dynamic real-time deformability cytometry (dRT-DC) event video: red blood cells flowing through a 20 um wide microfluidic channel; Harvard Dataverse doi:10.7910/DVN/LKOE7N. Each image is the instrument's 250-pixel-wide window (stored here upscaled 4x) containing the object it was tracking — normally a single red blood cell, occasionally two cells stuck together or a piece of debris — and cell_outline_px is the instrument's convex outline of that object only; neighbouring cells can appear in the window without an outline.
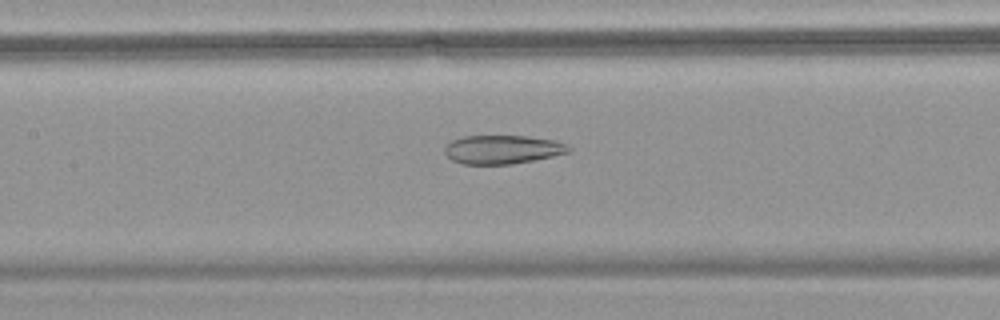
{"species": "common noctule bat (a hibernating species)", "species_latin": "Nyctalus noctula", "temperature_condition": "warm", "stored_images_in_passage": 39, "camera_frame_rate_fps": 3000, "um_per_image_px": 0.085, "animal": {"sex": "female", "body_mass_g": 18.4}, "frame": {"image": 1, "passage_image": 20, "time_ms": 6.333, "image_size_px": [1000, 320], "cell_outline_px": [[572, 148], [568, 152], [552, 156], [512, 164], [464, 164], [452, 160], [444, 152], [444, 148], [452, 140], [464, 136], [528, 136], [556, 140], [568, 144]], "centroid_in_image_um": [42.73, 12.7], "position_along_channel_um": 164.7, "area_um2": 20.69}}
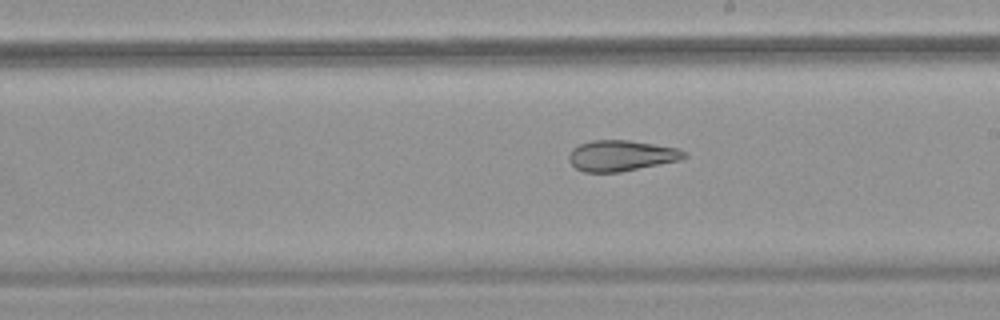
{"frame": {"image": 2, "passage_image": 26, "time_ms": 8.333, "image_size_px": [1000, 320], "cell_outline_px": [[688, 156], [680, 160], [620, 172], [584, 172], [576, 168], [568, 160], [568, 156], [572, 148], [580, 144], [592, 140], [628, 140], [680, 148]], "centroid_in_image_um": [52.8, 13.23], "position_along_channel_um": 236.2, "area_um2": 20.69}}
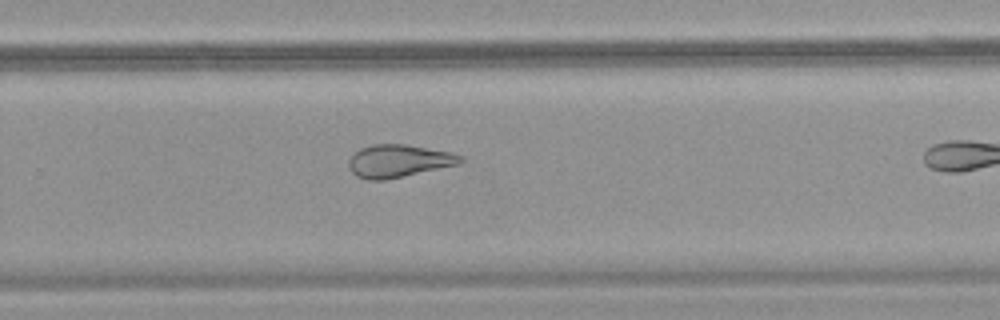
{"frame": {"image": 3, "passage_image": 31, "time_ms": 10.0, "image_size_px": [1000, 320], "cell_outline_px": [[464, 160], [456, 164], [384, 180], [368, 180], [356, 176], [352, 172], [348, 164], [348, 160], [360, 148], [372, 144], [404, 144], [452, 152], [460, 156]], "centroid_in_image_um": [33.83, 13.67], "position_along_channel_um": 296.0, "area_um2": 20.87}}